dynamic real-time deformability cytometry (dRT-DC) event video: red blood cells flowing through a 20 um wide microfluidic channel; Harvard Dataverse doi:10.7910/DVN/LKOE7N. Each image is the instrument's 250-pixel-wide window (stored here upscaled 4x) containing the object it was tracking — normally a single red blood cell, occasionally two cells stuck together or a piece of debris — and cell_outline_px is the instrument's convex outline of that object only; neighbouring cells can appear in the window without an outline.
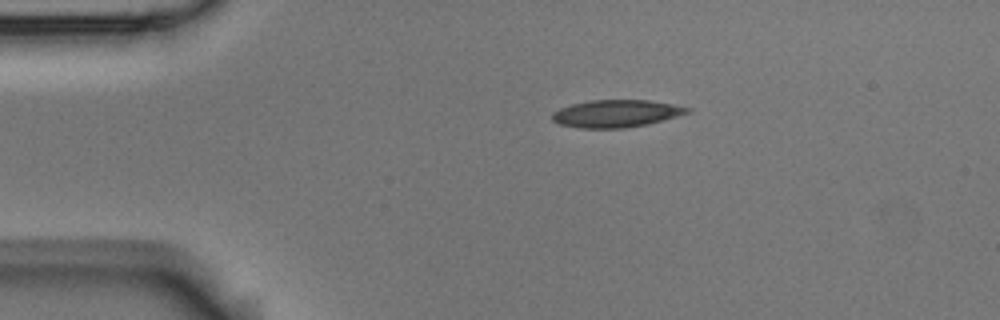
{"species": "Egyptian fruit bat (a non-hibernating species)", "species_latin": "Rousettus aegyptiacus", "temperature_condition": "room temperature", "stored_images_in_passage": 3, "camera_frame_rate_fps": 3000, "um_per_image_px": 0.085, "animal": {"sex": "male"}, "frame": {"image": 1, "passage_image": 1, "time_ms": 0.0, "image_size_px": [1000, 320], "cell_outline_px": [[692, 108], [688, 112], [676, 116], [648, 124], [624, 128], [580, 128], [560, 124], [552, 120], [552, 112], [560, 108], [572, 104], [588, 100], [648, 100], [672, 104]], "centroid_in_image_um": [52.34, 9.65], "position_along_channel_um": 32.7, "area_um2": 21.44}}
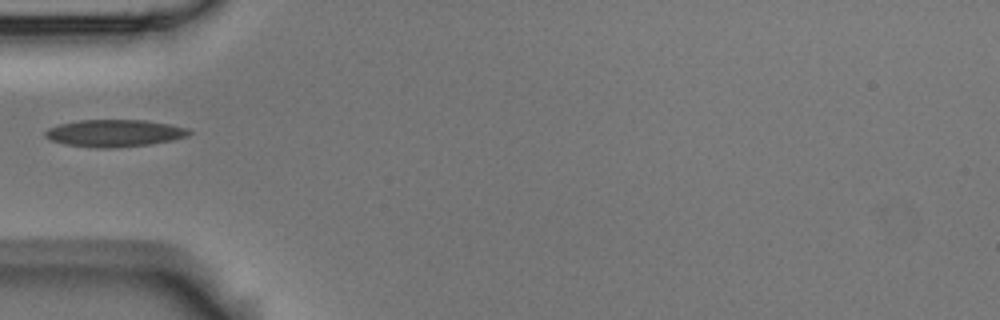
{"frame": {"image": 2, "passage_image": 3, "time_ms": 0.667, "image_size_px": [1000, 320], "cell_outline_px": [[192, 132], [188, 136], [172, 140], [148, 144], [116, 148], [96, 148], [64, 144], [52, 140], [44, 136], [44, 132], [48, 128], [60, 124], [80, 120], [144, 120], [168, 124], [188, 128]], "centroid_in_image_um": [9.72, 11.32], "position_along_channel_um": 75.3, "area_um2": 22.72}}